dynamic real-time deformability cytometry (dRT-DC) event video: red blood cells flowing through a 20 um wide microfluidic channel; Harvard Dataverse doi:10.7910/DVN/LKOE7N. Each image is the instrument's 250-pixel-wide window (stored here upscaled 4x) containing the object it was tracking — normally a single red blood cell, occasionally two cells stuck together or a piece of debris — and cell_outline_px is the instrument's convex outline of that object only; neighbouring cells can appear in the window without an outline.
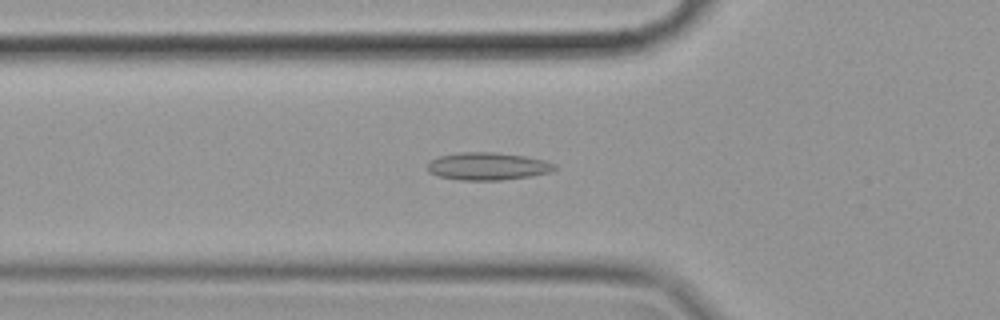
{"species": "common noctule bat (a hibernating species)", "species_latin": "Nyctalus noctula", "temperature_condition": "cold", "stored_images_in_passage": 51, "camera_frame_rate_fps": 3000, "um_per_image_px": 0.085, "animal": {"sex": "female", "body_mass_g": 19.9}, "frame": {"image": 1, "passage_image": 16, "time_ms": 5.0, "image_size_px": [1000, 320], "cell_outline_px": [[556, 168], [552, 172], [532, 176], [504, 180], [460, 180], [440, 176], [428, 172], [428, 164], [432, 160], [440, 156], [456, 152], [496, 152], [524, 156], [544, 160], [556, 164]], "centroid_in_image_um": [41.49, 14.13], "position_along_channel_um": 84.3, "area_um2": 20.52}}
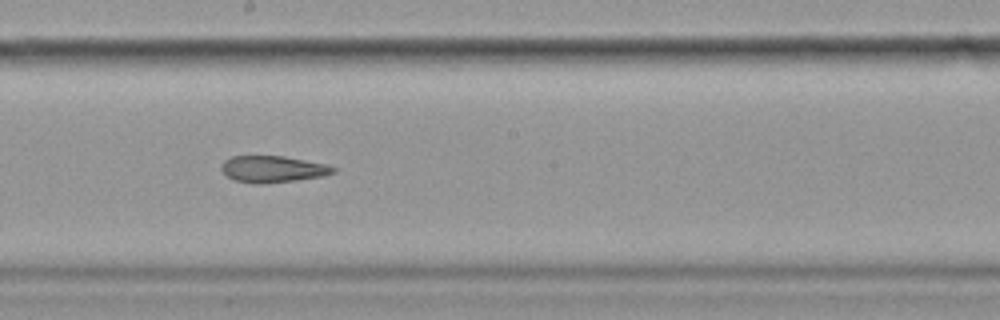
{"frame": {"image": 2, "passage_image": 28, "time_ms": 9.0, "image_size_px": [1000, 320], "cell_outline_px": [[336, 172], [324, 176], [296, 180], [260, 184], [256, 184], [232, 180], [220, 168], [220, 164], [224, 160], [232, 156], [284, 156], [328, 164], [336, 168]], "centroid_in_image_um": [23.19, 14.37], "position_along_channel_um": 225.0, "area_um2": 17.51}}
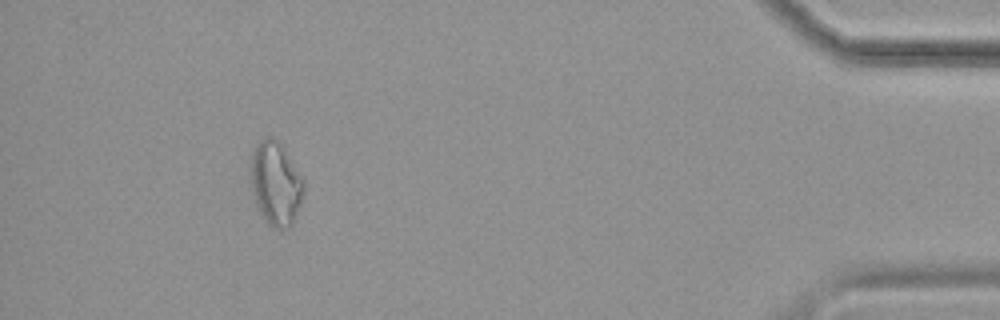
{"frame": {"image": 3, "passage_image": 49, "time_ms": 16.0, "image_size_px": [1000, 320], "cell_outline_px": [[304, 188], [300, 204], [292, 224], [288, 228], [272, 228], [260, 216], [252, 192], [252, 152], [256, 144], [264, 136], [272, 136], [280, 144], [304, 180]], "centroid_in_image_um": [23.42, 15.62], "position_along_channel_um": 411.8, "area_um2": 25.55}, "authors_computed_cell_mechanics": {"area_um2": 20.0566, "velocity_mm_per_s": 3.51, "shape_relaxation_time_tau1_ms": null, "shape_relaxation_time_tau2_ms": 8.2567, "deformation_change_tau1": null, "deformation_change_tau2": 0.1619}}